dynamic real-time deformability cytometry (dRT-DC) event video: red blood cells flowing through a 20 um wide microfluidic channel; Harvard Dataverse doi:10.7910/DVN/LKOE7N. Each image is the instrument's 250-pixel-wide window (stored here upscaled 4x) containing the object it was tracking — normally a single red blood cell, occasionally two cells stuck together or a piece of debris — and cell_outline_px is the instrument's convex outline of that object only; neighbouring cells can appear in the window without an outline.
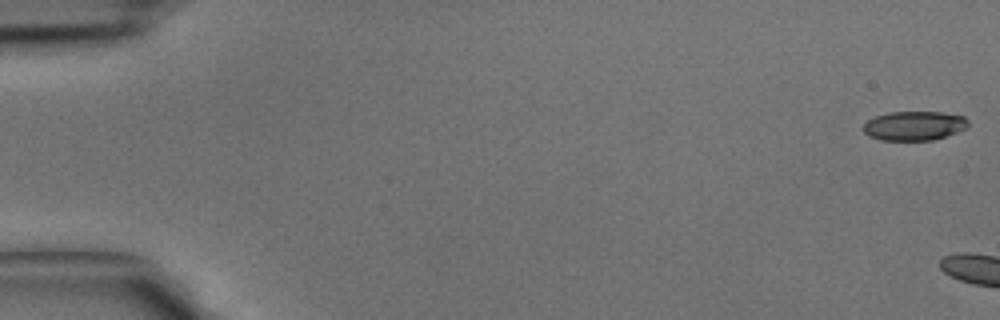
{"species": "common noctule bat (a hibernating species)", "species_latin": "Nyctalus noctula", "temperature_condition": "cold", "stored_images_in_passage": 4, "camera_frame_rate_fps": 3000, "um_per_image_px": 0.085, "animal": {"sex": "male", "body_mass_g": 15.6}, "frame": {"image": 1, "passage_image": 1, "time_ms": 0.0, "image_size_px": [1000, 320], "cell_outline_px": [[968, 128], [932, 140], [880, 140], [868, 136], [864, 132], [864, 124], [868, 120], [876, 116], [888, 112], [940, 112], [964, 116], [968, 120]], "centroid_in_image_um": [77.7, 10.69], "position_along_channel_um": 7.3, "area_um2": 17.8}}